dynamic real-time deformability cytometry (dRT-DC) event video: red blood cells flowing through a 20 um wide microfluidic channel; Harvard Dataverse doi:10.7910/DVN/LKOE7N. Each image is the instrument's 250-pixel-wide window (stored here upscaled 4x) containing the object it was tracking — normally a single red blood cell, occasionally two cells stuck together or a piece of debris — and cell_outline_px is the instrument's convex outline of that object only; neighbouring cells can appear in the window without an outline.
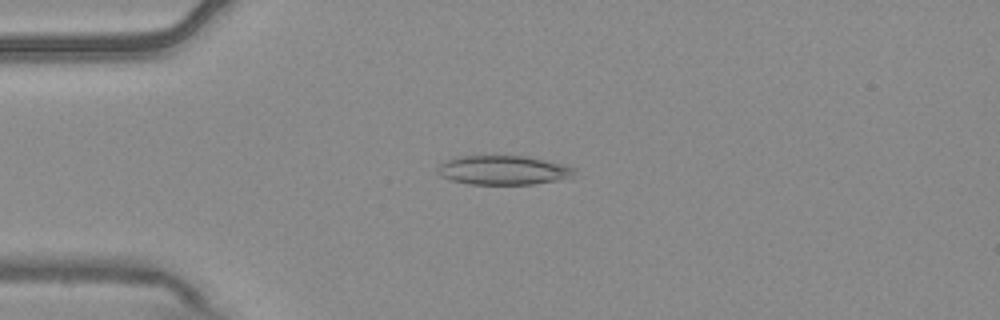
{"species": "common noctule bat (a hibernating species)", "species_latin": "Nyctalus noctula", "temperature_condition": "warm", "stored_images_in_passage": 5, "camera_frame_rate_fps": 3000, "um_per_image_px": 0.085, "animal": {"sex": "male", "body_mass_g": 20.4}, "frame": {"image": 1, "passage_image": 4, "time_ms": 1.0, "image_size_px": [1000, 320], "cell_outline_px": [[576, 168], [572, 176], [556, 180], [532, 184], [468, 184], [452, 180], [440, 176], [436, 172], [436, 168], [444, 160], [460, 156], [524, 156], [544, 160]], "centroid_in_image_um": [42.69, 14.46], "position_along_channel_um": 42.3, "area_um2": 23.06}}